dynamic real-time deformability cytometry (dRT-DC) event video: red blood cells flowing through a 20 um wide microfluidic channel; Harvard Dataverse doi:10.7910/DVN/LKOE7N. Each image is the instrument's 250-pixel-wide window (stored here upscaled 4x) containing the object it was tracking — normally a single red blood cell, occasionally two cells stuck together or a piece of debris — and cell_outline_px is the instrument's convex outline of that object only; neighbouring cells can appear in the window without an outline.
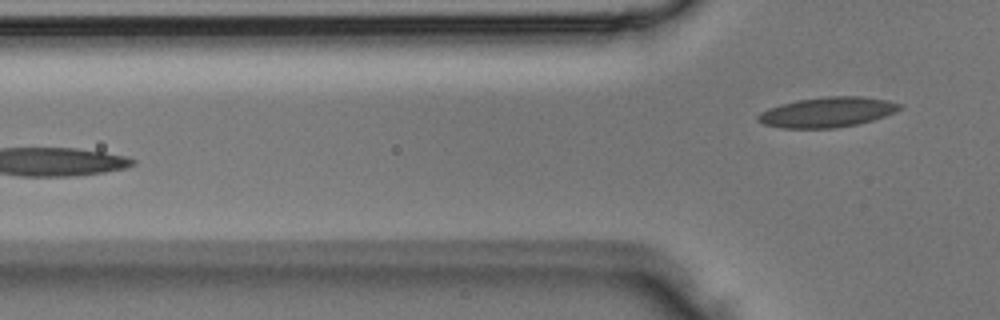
{"species": "Egyptian fruit bat (a non-hibernating species)", "species_latin": "Rousettus aegyptiacus", "temperature_condition": "room temperature", "stored_images_in_passage": 3, "camera_frame_rate_fps": 3000, "um_per_image_px": 0.085, "animal": {"sex": "male"}, "frame": {"image": 1, "passage_image": 3, "time_ms": 0.667, "image_size_px": [1000, 320], "cell_outline_px": [[904, 104], [896, 112], [872, 120], [856, 124], [836, 128], [780, 128], [764, 124], [756, 120], [756, 116], [760, 112], [768, 108], [780, 104], [800, 100], [828, 96], [860, 96], [888, 100]], "centroid_in_image_um": [70.31, 9.53], "position_along_channel_um": 55.5, "area_um2": 24.85}}